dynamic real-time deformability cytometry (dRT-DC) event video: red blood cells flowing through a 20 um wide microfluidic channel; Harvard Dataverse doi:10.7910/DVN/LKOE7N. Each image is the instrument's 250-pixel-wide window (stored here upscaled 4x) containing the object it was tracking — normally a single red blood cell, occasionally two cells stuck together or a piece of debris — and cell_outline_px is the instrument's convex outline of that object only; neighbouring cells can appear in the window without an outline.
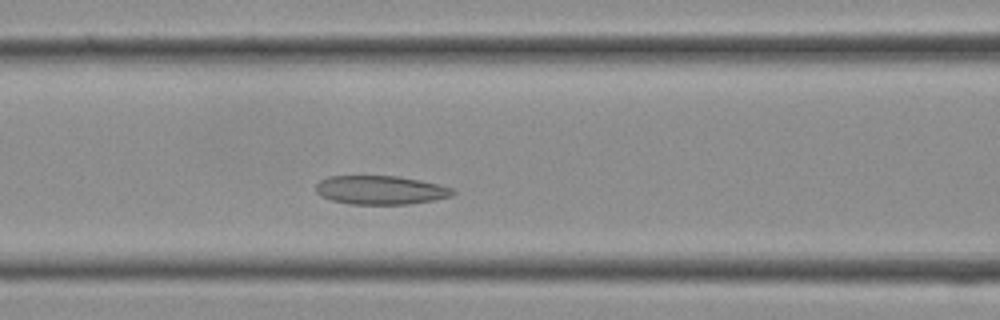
{"species": "Egyptian fruit bat (a non-hibernating species)", "species_latin": "Rousettus aegyptiacus", "temperature_condition": "cold", "stored_images_in_passage": 14, "camera_frame_rate_fps": 3000, "um_per_image_px": 0.085, "frame": {"image": 1, "passage_image": 8, "time_ms": 2.333, "image_size_px": [1000, 320], "cell_outline_px": [[456, 192], [452, 196], [432, 200], [408, 204], [348, 204], [332, 200], [320, 196], [316, 192], [316, 184], [320, 180], [328, 176], [396, 176], [420, 180], [440, 184], [452, 188]], "centroid_in_image_um": [32.33, 16.15], "position_along_channel_um": 134.3, "area_um2": 23.0}}
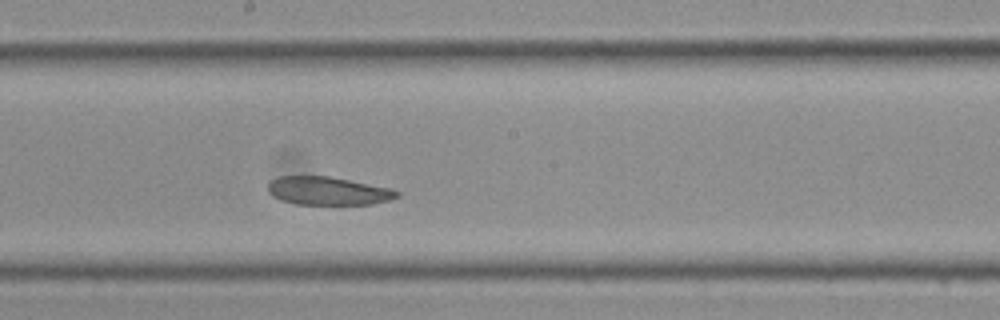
{"frame": {"image": 2, "passage_image": 12, "time_ms": 3.667, "image_size_px": [1000, 320], "cell_outline_px": [[400, 196], [388, 200], [372, 204], [296, 204], [280, 200], [272, 196], [268, 192], [268, 184], [272, 180], [280, 176], [328, 176], [392, 188], [400, 192]], "centroid_in_image_um": [27.88, 16.23], "position_along_channel_um": 220.3, "area_um2": 21.21}}
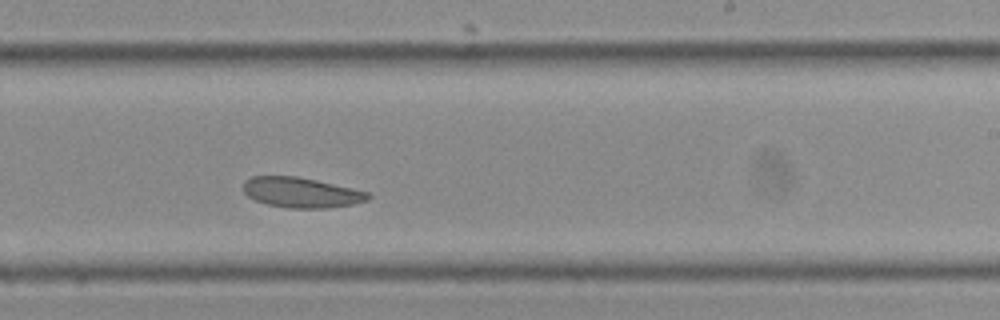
{"frame": {"image": 3, "passage_image": 14, "time_ms": 4.333, "image_size_px": [1000, 320], "cell_outline_px": [[372, 196], [368, 200], [352, 204], [328, 208], [288, 208], [268, 204], [256, 200], [248, 196], [244, 192], [244, 180], [252, 176], [296, 176], [316, 180], [352, 188], [368, 192]], "centroid_in_image_um": [25.61, 16.36], "position_along_channel_um": 263.4, "area_um2": 21.85}}